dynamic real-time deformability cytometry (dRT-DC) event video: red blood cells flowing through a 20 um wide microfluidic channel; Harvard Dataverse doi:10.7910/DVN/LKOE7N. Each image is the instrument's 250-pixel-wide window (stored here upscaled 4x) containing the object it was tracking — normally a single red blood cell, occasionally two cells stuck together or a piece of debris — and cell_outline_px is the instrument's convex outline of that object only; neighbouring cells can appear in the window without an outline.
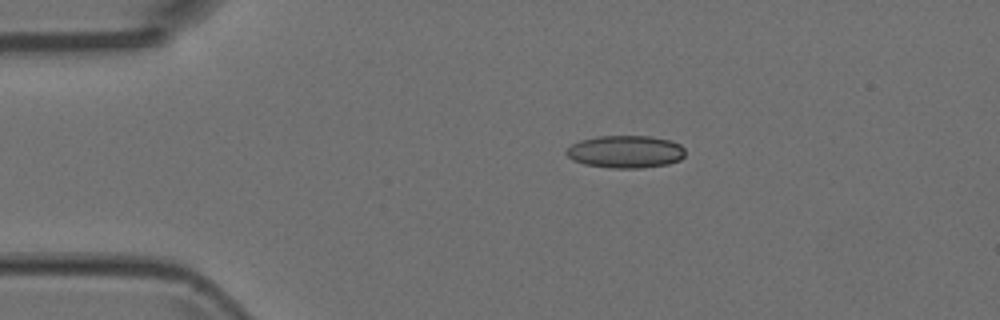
{"species": "Egyptian fruit bat (a non-hibernating species)", "species_latin": "Rousettus aegyptiacus", "temperature_condition": "room temperature", "stored_images_in_passage": 5, "camera_frame_rate_fps": 3000, "um_per_image_px": 0.085, "animal": {"sex": "female"}, "frame": {"image": 1, "passage_image": 5, "time_ms": 1.333, "image_size_px": [1000, 320], "cell_outline_px": [[684, 156], [680, 160], [668, 164], [640, 168], [612, 168], [584, 164], [572, 160], [564, 152], [572, 144], [580, 140], [596, 136], [652, 136], [672, 140], [680, 144], [684, 148]], "centroid_in_image_um": [53.18, 12.89], "position_along_channel_um": 31.8, "area_um2": 22.72}}